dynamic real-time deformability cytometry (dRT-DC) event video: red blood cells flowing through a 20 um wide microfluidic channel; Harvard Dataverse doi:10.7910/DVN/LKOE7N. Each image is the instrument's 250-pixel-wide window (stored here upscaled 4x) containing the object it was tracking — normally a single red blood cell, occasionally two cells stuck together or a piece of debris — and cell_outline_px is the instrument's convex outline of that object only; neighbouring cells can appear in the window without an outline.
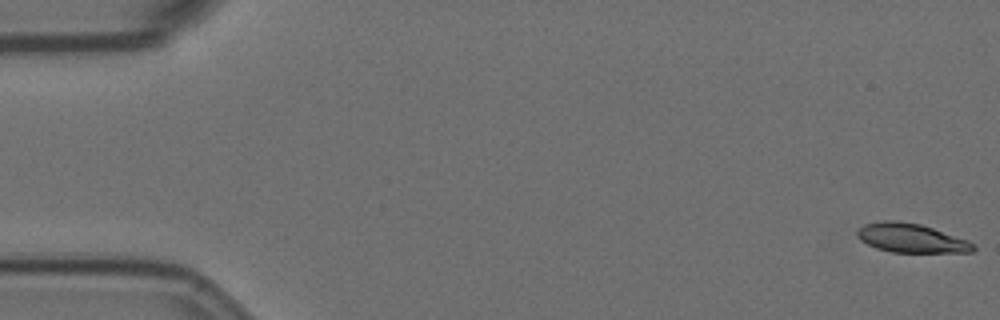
{"species": "Egyptian fruit bat (a non-hibernating species)", "species_latin": "Rousettus aegyptiacus", "temperature_condition": "room temperature", "stored_images_in_passage": 15, "camera_frame_rate_fps": 3000, "um_per_image_px": 0.085, "animal": {"sex": "female"}, "frame": {"image": 1, "passage_image": 1, "time_ms": 0.0, "image_size_px": [1000, 320], "cell_outline_px": [[976, 248], [972, 252], [892, 252], [876, 248], [860, 240], [856, 236], [856, 232], [864, 224], [884, 220], [900, 220], [920, 224], [968, 240], [976, 244]], "centroid_in_image_um": [77.44, 20.23], "position_along_channel_um": 7.6, "area_um2": 19.65}}
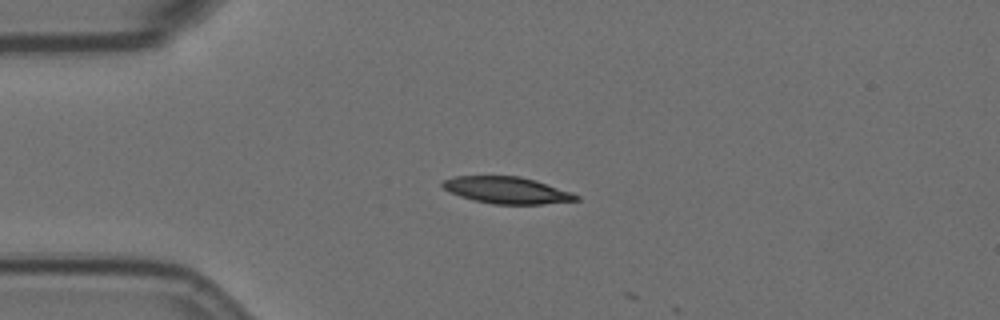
{"frame": {"image": 2, "passage_image": 14, "time_ms": 4.333, "image_size_px": [1000, 320], "cell_outline_px": [[580, 200], [544, 204], [492, 204], [472, 200], [448, 192], [440, 184], [444, 180], [452, 176], [520, 176], [536, 180], [572, 192], [580, 196]], "centroid_in_image_um": [43.08, 16.17], "position_along_channel_um": 41.9, "area_um2": 21.04}}